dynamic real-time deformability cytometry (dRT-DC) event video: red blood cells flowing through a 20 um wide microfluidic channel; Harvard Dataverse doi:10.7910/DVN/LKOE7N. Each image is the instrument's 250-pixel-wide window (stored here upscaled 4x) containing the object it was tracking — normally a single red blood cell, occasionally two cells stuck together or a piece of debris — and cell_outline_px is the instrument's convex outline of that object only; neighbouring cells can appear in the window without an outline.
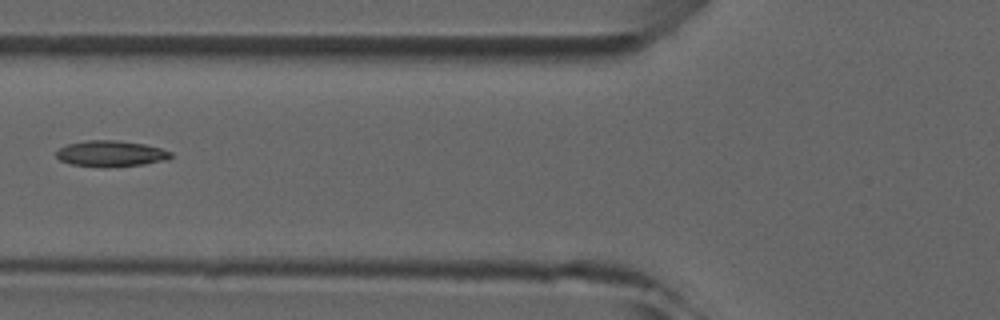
{"species": "common noctule bat (a hibernating species)", "species_latin": "Nyctalus noctula", "temperature_condition": "room temperature", "stored_images_in_passage": 6, "camera_frame_rate_fps": 3000, "um_per_image_px": 0.085, "animal": {"sex": "male", "forearm_length_mm": 52.5}, "frame": {"image": 1, "passage_image": 6, "time_ms": 5.667, "image_size_px": [1000, 320], "cell_outline_px": [[172, 156], [168, 160], [144, 164], [104, 168], [72, 164], [60, 160], [56, 156], [56, 152], [60, 148], [68, 144], [88, 140], [116, 140], [144, 144], [160, 148], [172, 152]], "centroid_in_image_um": [9.44, 13.07], "position_along_channel_um": 116.4, "area_um2": 17.4}}